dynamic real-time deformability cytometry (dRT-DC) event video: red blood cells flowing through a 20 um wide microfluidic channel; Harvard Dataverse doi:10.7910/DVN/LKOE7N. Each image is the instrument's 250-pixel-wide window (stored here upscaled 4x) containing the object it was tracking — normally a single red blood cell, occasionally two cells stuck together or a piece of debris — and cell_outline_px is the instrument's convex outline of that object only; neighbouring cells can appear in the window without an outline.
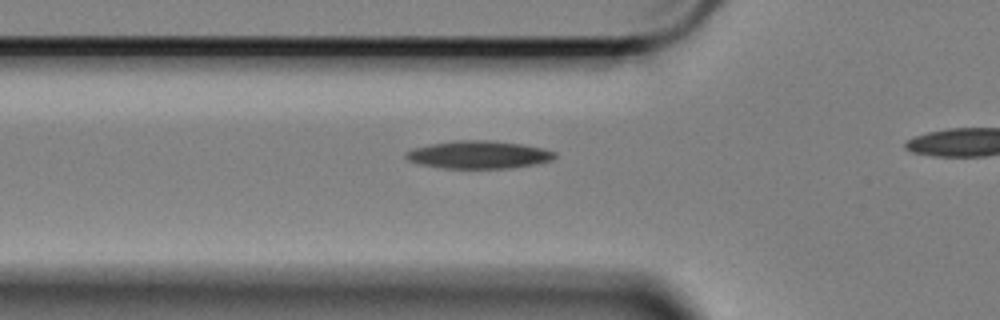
{"species": "Egyptian fruit bat (a non-hibernating species)", "species_latin": "Rousettus aegyptiacus", "temperature_condition": "cold", "stored_images_in_passage": 15, "camera_frame_rate_fps": 3000, "um_per_image_px": 0.085, "animal": {"sex": "female"}, "frame": {"image": 1, "passage_image": 2, "time_ms": 0.333, "image_size_px": [1000, 320], "cell_outline_px": [[556, 156], [552, 160], [536, 164], [512, 168], [444, 168], [420, 164], [408, 160], [404, 156], [404, 152], [412, 148], [428, 144], [456, 140], [492, 140], [524, 144], [544, 148], [556, 152]], "centroid_in_image_um": [40.69, 13.14], "position_along_channel_um": 85.1, "area_um2": 24.39}}
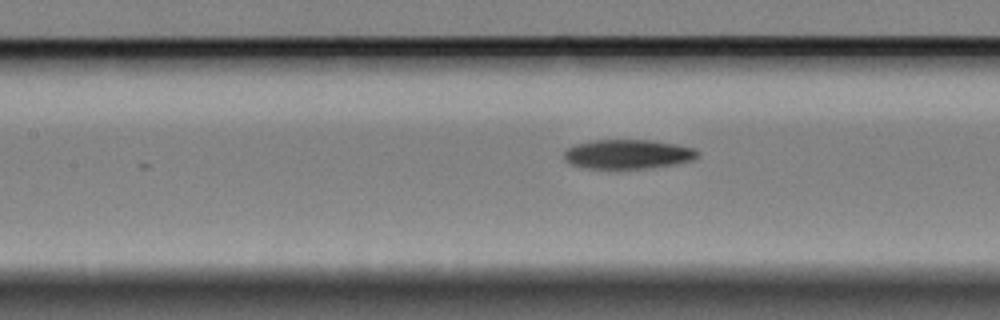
{"frame": {"image": 2, "passage_image": 8, "time_ms": 2.333, "image_size_px": [1000, 320], "cell_outline_px": [[700, 156], [692, 160], [676, 164], [648, 168], [616, 172], [588, 168], [572, 164], [564, 160], [564, 152], [568, 148], [576, 144], [592, 140], [648, 140], [676, 144], [696, 148], [700, 152]], "centroid_in_image_um": [53.38, 13.14], "position_along_channel_um": 154.0, "area_um2": 23.7}}
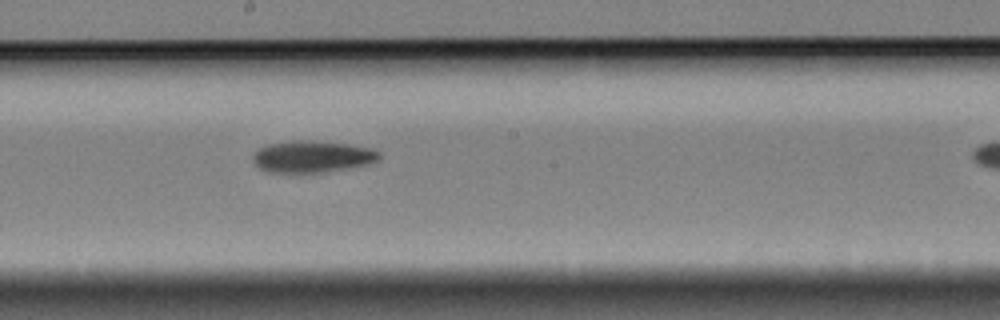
{"frame": {"image": 3, "passage_image": 14, "time_ms": 4.333, "image_size_px": [1000, 320], "cell_outline_px": [[380, 160], [368, 164], [348, 168], [324, 172], [264, 172], [252, 160], [252, 156], [256, 148], [268, 144], [292, 140], [316, 140], [348, 144], [372, 148], [380, 152]], "centroid_in_image_um": [26.53, 13.29], "position_along_channel_um": 221.7, "area_um2": 23.7}}